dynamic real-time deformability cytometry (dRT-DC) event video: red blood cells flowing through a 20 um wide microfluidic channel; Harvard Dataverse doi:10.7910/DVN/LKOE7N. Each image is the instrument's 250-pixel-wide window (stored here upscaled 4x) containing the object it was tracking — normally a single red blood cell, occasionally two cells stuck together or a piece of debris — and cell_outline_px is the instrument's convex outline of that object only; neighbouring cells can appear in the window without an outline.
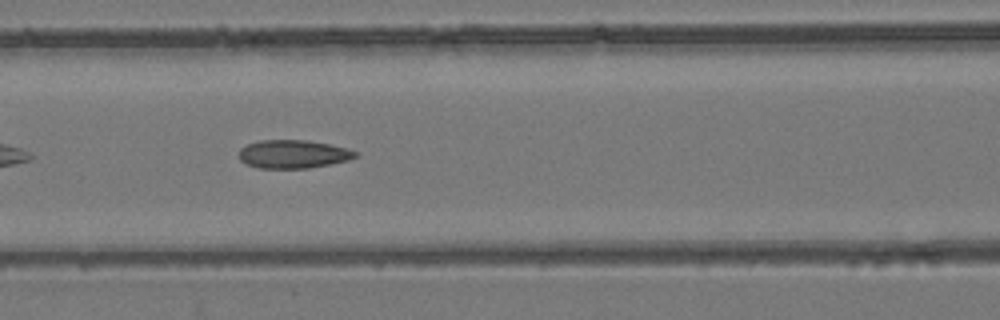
{"species": "common noctule bat (a hibernating species)", "species_latin": "Nyctalus noctula", "temperature_condition": "room temperature", "stored_images_in_passage": 31, "camera_frame_rate_fps": 3000, "um_per_image_px": 0.085, "animal": {"sex": "female", "body_mass_g": 24.6, "forearm_length_mm": 56.2}, "frame": {"image": 1, "passage_image": 9, "time_ms": 2.667, "image_size_px": [1000, 320], "cell_outline_px": [[356, 156], [348, 160], [332, 164], [308, 168], [260, 168], [248, 164], [240, 160], [240, 148], [248, 144], [260, 140], [308, 140], [348, 148], [356, 152]], "centroid_in_image_um": [24.93, 13.1], "position_along_channel_um": 141.7, "area_um2": 19.07}}
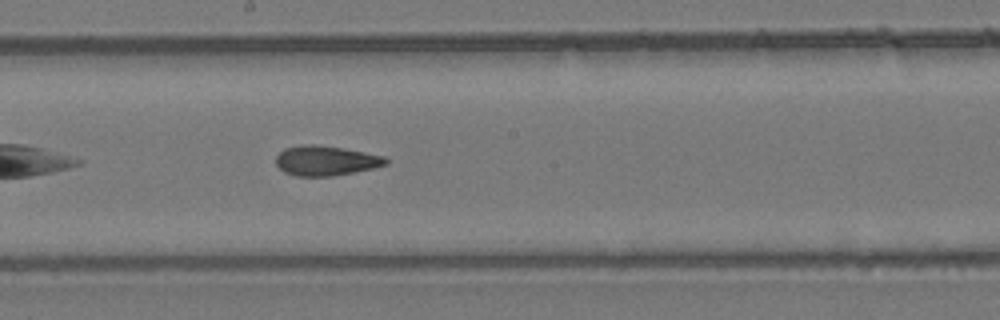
{"frame": {"image": 2, "passage_image": 15, "time_ms": 4.667, "image_size_px": [1000, 320], "cell_outline_px": [[388, 164], [356, 172], [332, 176], [296, 176], [284, 172], [276, 164], [276, 156], [284, 148], [300, 144], [316, 144], [344, 148], [384, 156], [388, 160]], "centroid_in_image_um": [27.68, 13.65], "position_along_channel_um": 220.5, "area_um2": 19.25}}
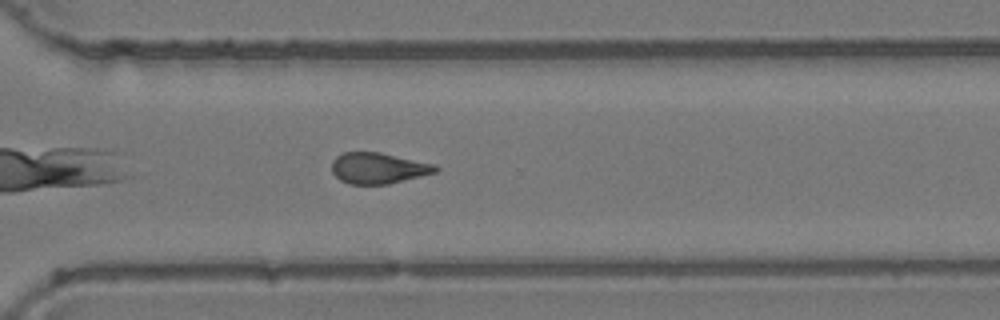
{"frame": {"image": 3, "passage_image": 24, "time_ms": 7.667, "image_size_px": [1000, 320], "cell_outline_px": [[440, 168], [436, 172], [388, 184], [348, 184], [340, 180], [332, 172], [332, 160], [336, 156], [344, 152], [380, 152], [436, 164]], "centroid_in_image_um": [32.15, 14.28], "position_along_channel_um": 338.5, "area_um2": 18.79}, "authors_computed_cell_mechanics": {"area_um2": 19.1896, "velocity_mm_per_s": 3.9407, "shape_relaxation_time_tau1_ms": null, "shape_relaxation_time_tau2_ms": 3.0376, "deformation_change_tau1": null, "deformation_change_tau2": 0.1129}}